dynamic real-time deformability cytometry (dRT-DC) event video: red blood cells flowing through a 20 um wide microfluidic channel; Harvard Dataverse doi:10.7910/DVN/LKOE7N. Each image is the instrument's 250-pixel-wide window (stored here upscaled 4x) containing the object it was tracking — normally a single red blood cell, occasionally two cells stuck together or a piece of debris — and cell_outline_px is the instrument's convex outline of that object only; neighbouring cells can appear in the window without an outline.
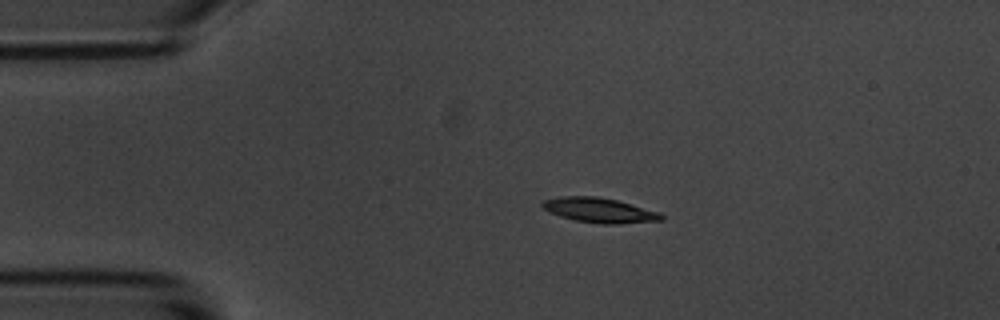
{"species": "common noctule bat (a hibernating species)", "species_latin": "Nyctalus noctula", "temperature_condition": "room temperature", "stored_images_in_passage": 9, "camera_frame_rate_fps": 3000, "um_per_image_px": 0.085, "animal": {"sex": "male", "body_mass_g": 20.1, "forearm_length_mm": 53.5}, "frame": {"image": 1, "passage_image": 1, "time_ms": 0.0, "image_size_px": [1000, 320], "cell_outline_px": [[664, 220], [620, 224], [600, 224], [576, 220], [560, 216], [544, 208], [540, 204], [544, 200], [564, 196], [596, 196], [616, 200], [660, 212], [664, 216]], "centroid_in_image_um": [51.0, 17.88], "position_along_channel_um": 34.0, "area_um2": 17.05}}
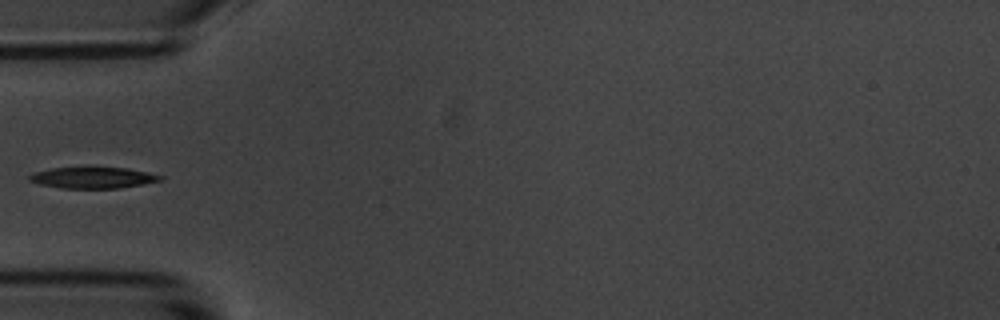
{"frame": {"image": 2, "passage_image": 3, "time_ms": 2.333, "image_size_px": [1000, 320], "cell_outline_px": [[164, 176], [160, 180], [120, 188], [60, 188], [40, 184], [28, 180], [28, 176], [36, 172], [52, 168], [128, 168], [148, 172]], "centroid_in_image_um": [7.89, 15.11], "position_along_channel_um": 77.1, "area_um2": 15.84}}
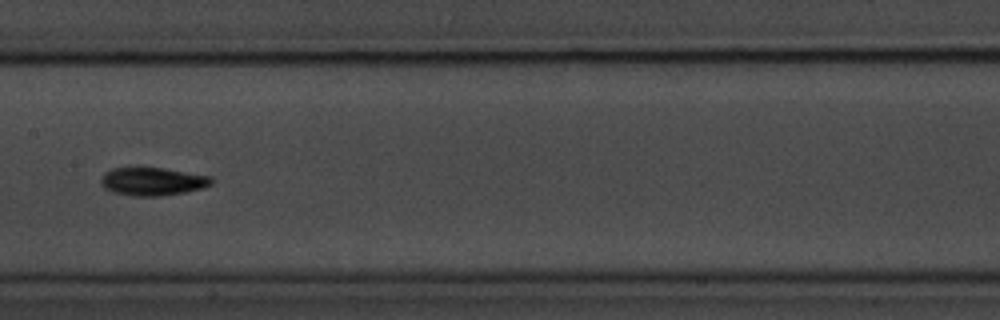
{"frame": {"image": 3, "passage_image": 6, "time_ms": 5.667, "image_size_px": [1000, 320], "cell_outline_px": [[212, 184], [200, 188], [184, 192], [160, 196], [132, 196], [112, 192], [104, 188], [100, 184], [100, 180], [104, 172], [112, 168], [132, 164], [164, 168], [212, 176]], "centroid_in_image_um": [12.88, 15.37], "position_along_channel_um": 194.5, "area_um2": 18.84}}